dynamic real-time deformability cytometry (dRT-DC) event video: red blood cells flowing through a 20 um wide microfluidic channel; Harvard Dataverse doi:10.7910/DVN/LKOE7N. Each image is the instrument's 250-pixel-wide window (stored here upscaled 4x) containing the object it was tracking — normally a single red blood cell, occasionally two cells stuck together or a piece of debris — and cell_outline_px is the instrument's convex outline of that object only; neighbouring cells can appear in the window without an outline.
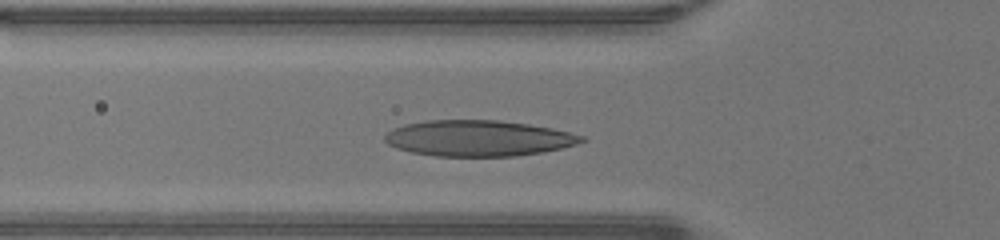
{"species": "human", "species_latin": "Homo sapiens", "temperature_condition": "warm", "stored_images_in_passage": 23, "camera_frame_rate_fps": 3000, "um_per_image_px": 0.085, "donor": {"sex": "male"}, "frame": {"image": 1, "passage_image": 2, "time_ms": 0.333, "image_size_px": [1000, 240], "cell_outline_px": [[588, 140], [576, 144], [560, 148], [540, 152], [516, 156], [436, 156], [412, 152], [396, 148], [388, 144], [384, 140], [384, 136], [392, 128], [404, 124], [424, 120], [500, 120], [528, 124], [552, 128], [584, 136]], "centroid_in_image_um": [40.63, 11.74], "position_along_channel_um": 85.2, "area_um2": 41.21}}
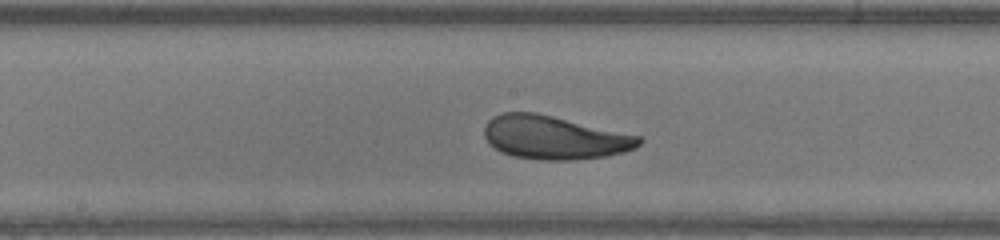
{"frame": {"image": 2, "passage_image": 10, "time_ms": 3.0, "image_size_px": [1000, 240], "cell_outline_px": [[644, 140], [636, 148], [624, 152], [608, 156], [576, 160], [540, 160], [512, 156], [500, 152], [488, 144], [484, 136], [484, 128], [488, 120], [492, 116], [504, 112], [536, 112], [640, 136]], "centroid_in_image_um": [47.09, 11.7], "position_along_channel_um": 201.1, "area_um2": 39.54}}
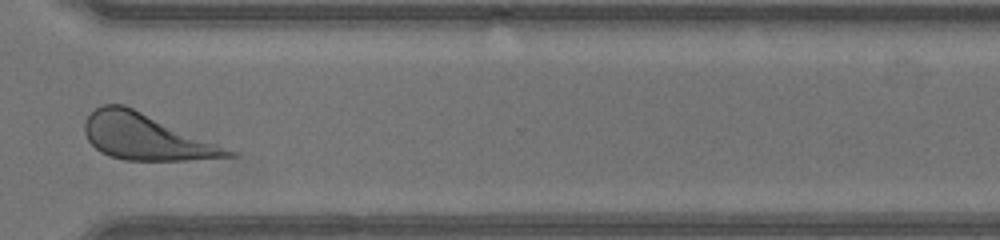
{"frame": {"image": 3, "passage_image": 21, "time_ms": 6.667, "image_size_px": [1000, 240], "cell_outline_px": [[240, 156], [188, 160], [124, 160], [108, 156], [100, 152], [88, 140], [84, 132], [84, 120], [100, 104], [124, 104], [240, 152]], "centroid_in_image_um": [12.45, 11.64], "position_along_channel_um": 358.1, "area_um2": 38.84}}